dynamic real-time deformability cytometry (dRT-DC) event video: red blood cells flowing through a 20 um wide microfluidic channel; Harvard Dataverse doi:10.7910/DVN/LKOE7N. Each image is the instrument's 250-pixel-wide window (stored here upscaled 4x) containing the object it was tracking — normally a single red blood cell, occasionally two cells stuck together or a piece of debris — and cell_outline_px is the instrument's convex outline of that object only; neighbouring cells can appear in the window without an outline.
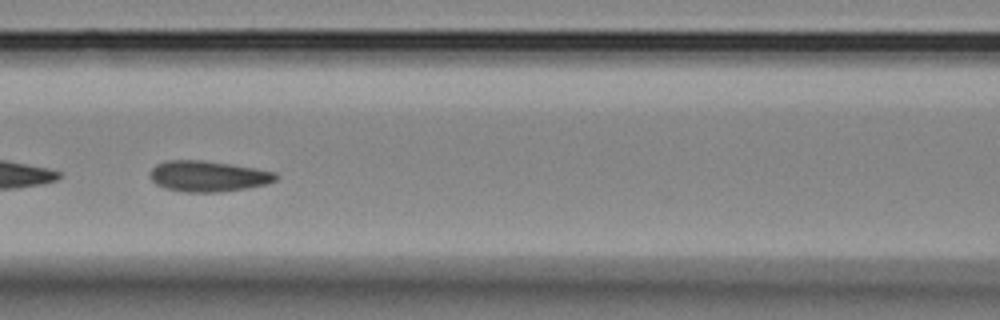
{"species": "Egyptian fruit bat (a non-hibernating species)", "species_latin": "Rousettus aegyptiacus", "temperature_condition": "room temperature", "stored_images_in_passage": 29, "camera_frame_rate_fps": 3000, "um_per_image_px": 0.085, "animal": {"sex": "female"}, "frame": {"image": 1, "passage_image": 9, "time_ms": 2.667, "image_size_px": [1000, 320], "cell_outline_px": [[280, 176], [276, 180], [268, 184], [244, 188], [216, 192], [184, 192], [164, 188], [156, 184], [148, 176], [148, 172], [156, 164], [168, 160], [204, 160], [256, 168], [276, 172]], "centroid_in_image_um": [17.67, 14.97], "position_along_channel_um": 148.9, "area_um2": 22.77}}
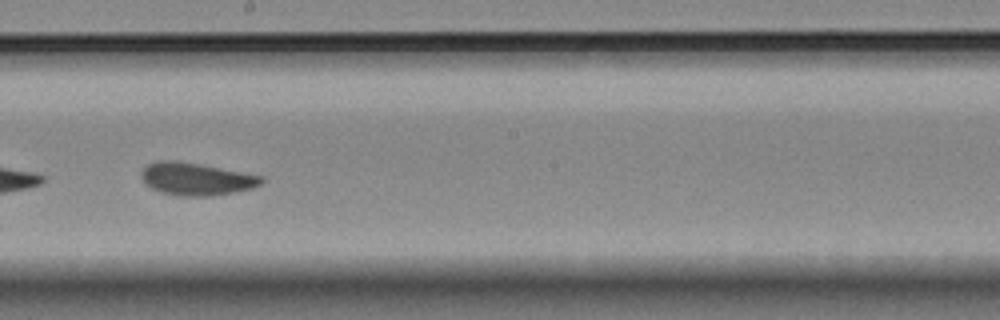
{"frame": {"image": 2, "passage_image": 16, "time_ms": 5.0, "image_size_px": [1000, 320], "cell_outline_px": [[264, 180], [260, 184], [252, 188], [212, 196], [180, 196], [160, 192], [152, 188], [140, 176], [140, 172], [148, 164], [156, 160], [176, 160], [200, 164], [264, 176]], "centroid_in_image_um": [16.67, 15.2], "position_along_channel_um": 231.5, "area_um2": 22.72}, "authors_computed_cell_mechanics": {"area_um2": 22.4264, "velocity_mm_per_s": 3.5469, "shape_relaxation_time_tau1_ms": 3.5764, "shape_relaxation_time_tau2_ms": 1.1494, "deformation_change_tau1": 0.0907, "deformation_change_tau2": 0.0522}}